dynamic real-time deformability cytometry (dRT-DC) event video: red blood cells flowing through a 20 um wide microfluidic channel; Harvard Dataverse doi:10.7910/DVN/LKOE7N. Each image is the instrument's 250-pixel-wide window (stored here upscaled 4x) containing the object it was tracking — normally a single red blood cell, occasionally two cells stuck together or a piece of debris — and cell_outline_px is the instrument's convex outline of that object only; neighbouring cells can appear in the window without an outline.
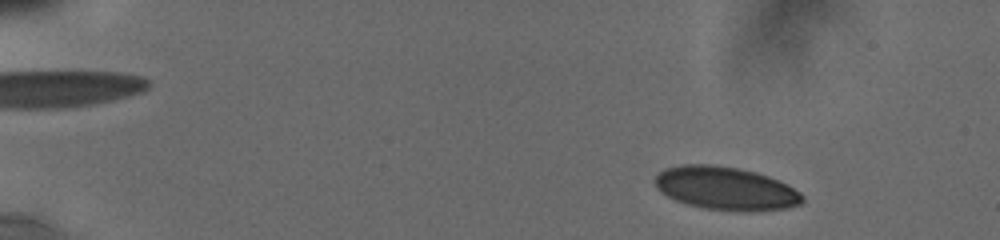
{"species": "human", "species_latin": "Homo sapiens", "temperature_condition": "cold", "stored_images_in_passage": 22, "camera_frame_rate_fps": 3000, "um_per_image_px": 0.085, "donor": {"sex": "male"}, "frame": {"image": 1, "passage_image": 4, "time_ms": 1.0, "image_size_px": [1000, 240], "cell_outline_px": [[804, 200], [800, 204], [788, 208], [752, 212], [704, 208], [688, 204], [676, 200], [660, 192], [656, 188], [656, 176], [664, 168], [680, 164], [708, 164], [736, 168], [756, 172], [780, 180], [788, 184], [800, 192], [804, 196]], "centroid_in_image_um": [61.72, 16.01], "position_along_channel_um": 23.3, "area_um2": 37.22}}
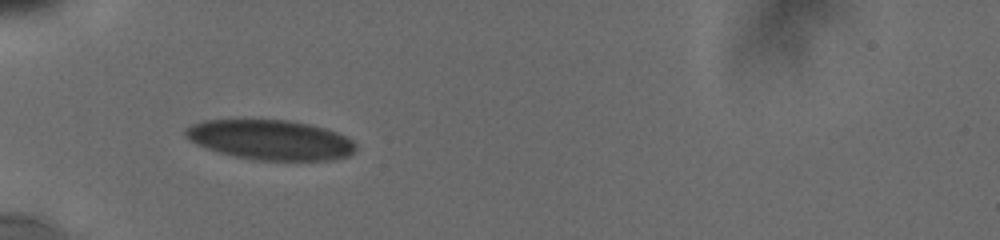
{"frame": {"image": 2, "passage_image": 14, "time_ms": 5.0, "image_size_px": [1000, 240], "cell_outline_px": [[356, 148], [348, 156], [332, 160], [256, 160], [232, 156], [216, 152], [204, 148], [196, 144], [184, 136], [184, 132], [192, 124], [204, 120], [288, 120], [308, 124], [324, 128], [336, 132], [352, 140], [356, 144]], "centroid_in_image_um": [22.95, 11.9], "position_along_channel_um": 62.0, "area_um2": 39.59}}
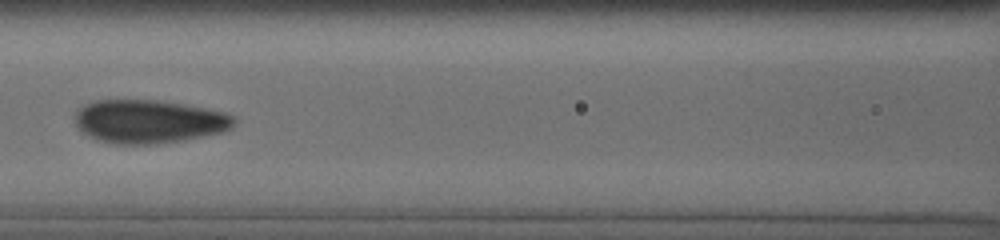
{"frame": {"image": 3, "passage_image": 20, "time_ms": 7.667, "image_size_px": [1000, 240], "cell_outline_px": [[236, 124], [232, 128], [224, 132], [184, 140], [156, 144], [116, 144], [96, 140], [84, 132], [76, 124], [76, 112], [84, 104], [96, 100], [156, 100], [184, 104], [224, 112], [236, 116]], "centroid_in_image_um": [12.71, 10.33], "position_along_channel_um": 153.9, "area_um2": 40.34}}